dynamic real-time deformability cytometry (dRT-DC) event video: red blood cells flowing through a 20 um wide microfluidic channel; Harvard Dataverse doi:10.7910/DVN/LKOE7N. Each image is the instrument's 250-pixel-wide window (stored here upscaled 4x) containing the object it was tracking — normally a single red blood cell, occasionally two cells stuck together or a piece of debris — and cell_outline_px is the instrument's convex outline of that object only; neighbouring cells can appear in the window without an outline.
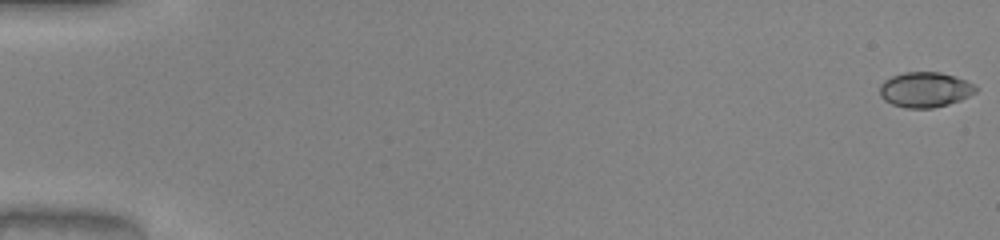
{"species": "common noctule bat (a hibernating species)", "species_latin": "Nyctalus noctula", "temperature_condition": "warm", "stored_images_in_passage": 52, "camera_frame_rate_fps": 3000, "um_per_image_px": 0.085, "animal": {"sex": "male", "body_mass_g": 20.0, "forearm_length_mm": 53.3}, "frame": {"image": 1, "passage_image": 1, "time_ms": 0.0, "image_size_px": [1000, 240], "cell_outline_px": [[976, 92], [960, 100], [948, 104], [932, 108], [904, 108], [892, 104], [884, 100], [880, 96], [880, 84], [884, 80], [892, 76], [904, 72], [940, 72], [956, 76], [976, 84]], "centroid_in_image_um": [78.63, 7.61], "position_along_channel_um": 6.4, "area_um2": 19.83}}
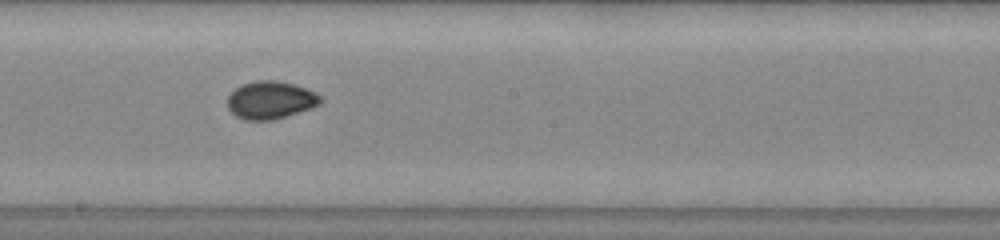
{"frame": {"image": 2, "passage_image": 30, "time_ms": 9.667, "image_size_px": [1000, 240], "cell_outline_px": [[324, 100], [320, 104], [312, 108], [272, 120], [244, 120], [236, 116], [228, 108], [228, 96], [236, 88], [244, 84], [256, 80], [276, 80], [292, 84], [304, 88], [320, 96]], "centroid_in_image_um": [22.99, 8.51], "position_along_channel_um": 225.2, "area_um2": 20.23}}
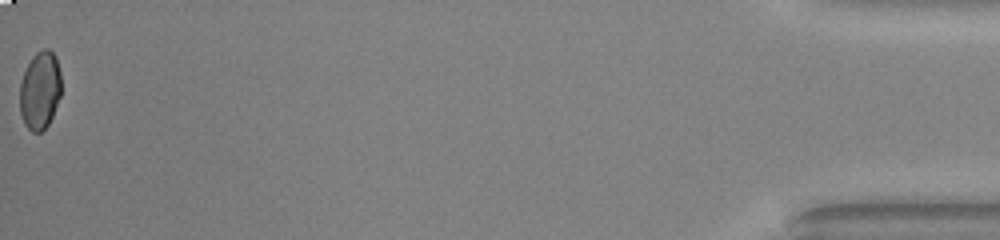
{"frame": {"image": 3, "passage_image": 52, "time_ms": 17.0, "image_size_px": [1000, 240], "cell_outline_px": [[60, 96], [52, 116], [48, 124], [40, 132], [32, 132], [24, 124], [20, 112], [20, 84], [24, 72], [32, 56], [36, 52], [44, 48], [48, 48], [56, 56], [60, 72]], "centroid_in_image_um": [3.39, 7.66], "position_along_channel_um": 431.8, "area_um2": 18.79}, "authors_computed_cell_mechanics": {"area_um2": 19.7387, "velocity_mm_per_s": 4.1015, "shape_relaxation_time_tau1_ms": 8.2214, "shape_relaxation_time_tau2_ms": null, "deformation_change_tau1": 0.175, "deformation_change_tau2": null}}